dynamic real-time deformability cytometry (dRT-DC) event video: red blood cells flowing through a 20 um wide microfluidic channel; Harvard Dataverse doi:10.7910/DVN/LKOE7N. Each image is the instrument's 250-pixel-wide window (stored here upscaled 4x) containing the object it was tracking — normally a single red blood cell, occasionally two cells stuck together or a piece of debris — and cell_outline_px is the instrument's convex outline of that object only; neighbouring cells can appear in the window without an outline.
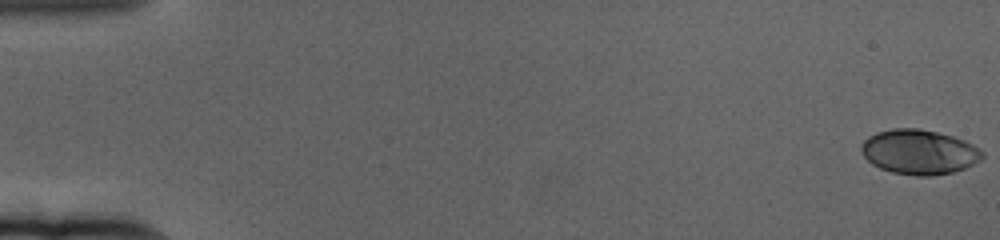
{"species": "human", "species_latin": "Homo sapiens", "temperature_condition": "cold", "stored_images_in_passage": 62, "camera_frame_rate_fps": 3000, "um_per_image_px": 0.085, "donor": {"sex": "female"}, "frame": {"image": 1, "passage_image": 1, "time_ms": 0.0, "image_size_px": [1000, 240], "cell_outline_px": [[984, 156], [980, 160], [964, 168], [952, 172], [932, 176], [916, 176], [892, 172], [880, 168], [872, 164], [860, 152], [860, 144], [868, 136], [876, 132], [892, 128], [916, 128], [936, 132], [952, 136], [964, 140], [980, 148], [984, 152]], "centroid_in_image_um": [78.1, 12.91], "position_along_channel_um": 6.9, "area_um2": 31.67}}
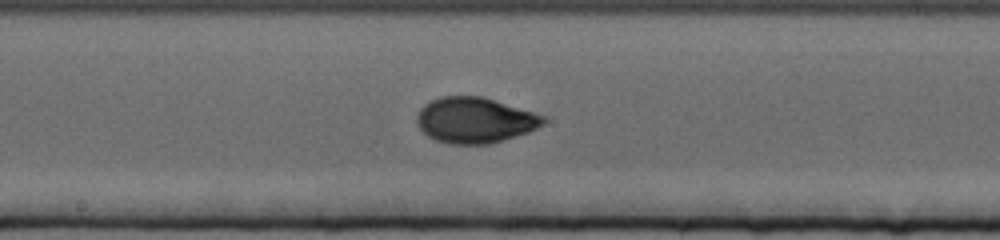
{"frame": {"image": 2, "passage_image": 34, "time_ms": 11.0, "image_size_px": [1000, 240], "cell_outline_px": [[548, 120], [544, 124], [528, 132], [488, 144], [448, 144], [436, 140], [428, 136], [420, 128], [416, 120], [416, 116], [420, 108], [424, 104], [440, 96], [480, 96], [548, 116]], "centroid_in_image_um": [40.37, 10.21], "position_along_channel_um": 207.8, "area_um2": 33.64}}
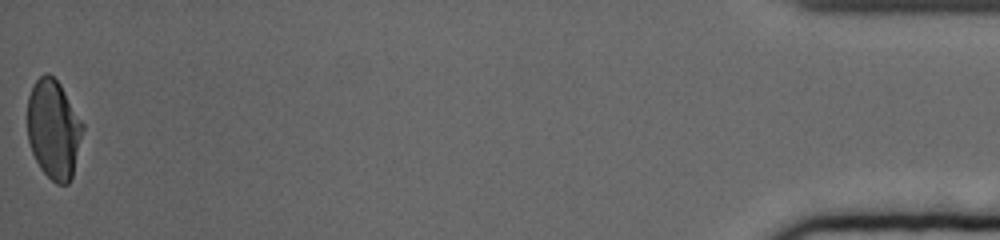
{"frame": {"image": 3, "passage_image": 62, "time_ms": 20.333, "image_size_px": [1000, 240], "cell_outline_px": [[84, 128], [72, 176], [68, 184], [56, 184], [40, 168], [32, 152], [28, 140], [28, 96], [36, 80], [44, 72], [48, 72], [60, 84], [84, 124]], "centroid_in_image_um": [4.56, 10.98], "position_along_channel_um": 430.6, "area_um2": 31.79}, "authors_computed_cell_mechanics": {"area_um2": 32.1946, "velocity_mm_per_s": 3.3451, "shape_relaxation_time_tau1_ms": 4.2025, "shape_relaxation_time_tau2_ms": null, "deformation_change_tau1": 0.1673, "deformation_change_tau2": null}}